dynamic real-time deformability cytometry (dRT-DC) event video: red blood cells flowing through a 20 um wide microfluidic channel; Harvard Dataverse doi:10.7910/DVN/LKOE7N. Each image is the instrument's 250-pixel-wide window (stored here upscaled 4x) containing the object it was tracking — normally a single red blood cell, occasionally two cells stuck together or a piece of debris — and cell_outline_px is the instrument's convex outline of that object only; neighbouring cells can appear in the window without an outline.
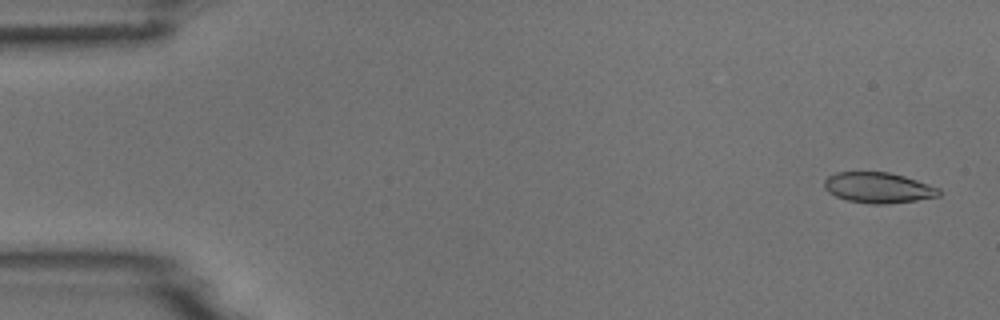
{"species": "common noctule bat (a hibernating species)", "species_latin": "Nyctalus noctula", "temperature_condition": "room temperature", "stored_images_in_passage": 4, "camera_frame_rate_fps": 3000, "um_per_image_px": 0.085, "animal": {"sex": "male", "body_mass_g": 18.8}, "frame": {"image": 1, "passage_image": 1, "time_ms": 0.0, "image_size_px": [1000, 320], "cell_outline_px": [[940, 196], [916, 200], [884, 204], [872, 204], [848, 200], [836, 196], [828, 192], [824, 188], [824, 180], [828, 176], [836, 172], [888, 172], [904, 176], [940, 188]], "centroid_in_image_um": [74.64, 15.95], "position_along_channel_um": 10.4, "area_um2": 20.35}}